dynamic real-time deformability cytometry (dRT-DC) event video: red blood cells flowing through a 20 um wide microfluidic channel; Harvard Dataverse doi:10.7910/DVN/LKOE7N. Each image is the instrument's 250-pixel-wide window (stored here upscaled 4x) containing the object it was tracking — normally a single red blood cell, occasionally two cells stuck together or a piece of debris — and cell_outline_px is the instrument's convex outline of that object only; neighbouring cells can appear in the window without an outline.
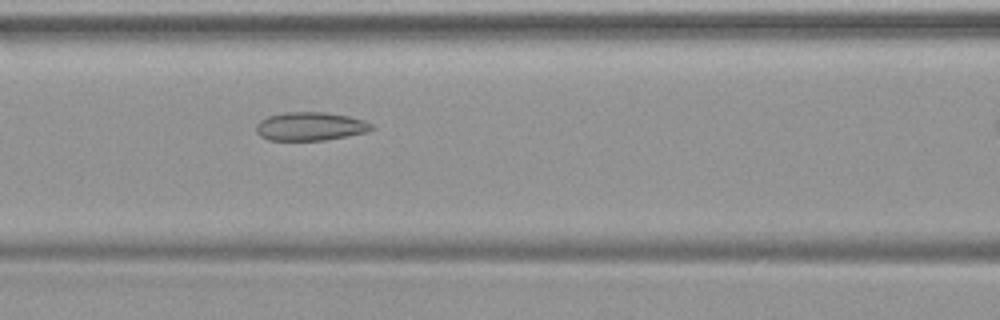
{"species": "common noctule bat (a hibernating species)", "species_latin": "Nyctalus noctula", "temperature_condition": "warm", "stored_images_in_passage": 31, "camera_frame_rate_fps": 3000, "um_per_image_px": 0.085, "animal": {"sex": "female", "body_mass_g": 19.9}, "frame": {"image": 1, "passage_image": 12, "time_ms": 3.667, "image_size_px": [1000, 320], "cell_outline_px": [[376, 128], [368, 132], [324, 140], [268, 140], [260, 136], [256, 132], [256, 124], [260, 120], [268, 116], [284, 112], [324, 112], [348, 116], [364, 120], [372, 124]], "centroid_in_image_um": [26.38, 10.74], "position_along_channel_um": 140.2, "area_um2": 19.25}}
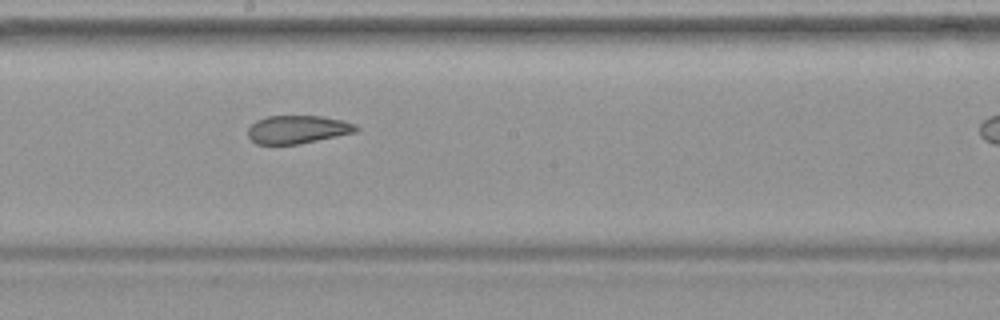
{"frame": {"image": 2, "passage_image": 18, "time_ms": 5.667, "image_size_px": [1000, 320], "cell_outline_px": [[360, 128], [356, 132], [300, 144], [256, 144], [248, 136], [248, 128], [256, 120], [268, 116], [320, 116], [344, 120], [356, 124]], "centroid_in_image_um": [25.32, 11.0], "position_along_channel_um": 222.9, "area_um2": 17.8}}
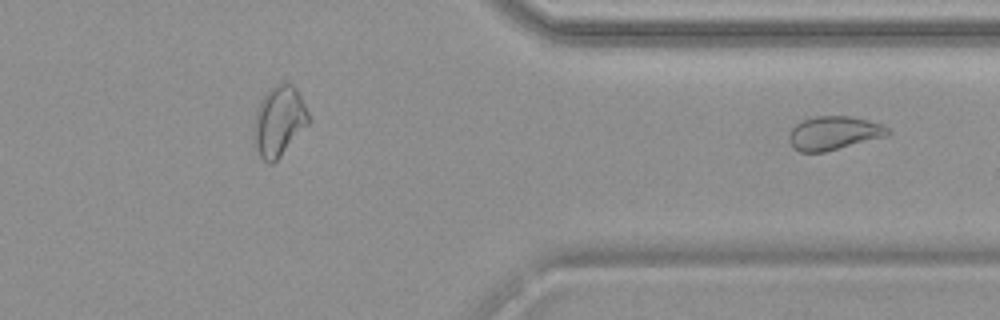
{"frame": {"image": 3, "passage_image": 31, "time_ms": 10.0, "image_size_px": [1000, 320], "cell_outline_px": [[892, 132], [884, 136], [824, 152], [800, 152], [792, 148], [788, 140], [788, 132], [796, 124], [804, 120], [816, 116], [852, 116], [884, 124]], "centroid_in_image_um": [70.84, 11.3], "position_along_channel_um": 340.6, "area_um2": 19.36}}